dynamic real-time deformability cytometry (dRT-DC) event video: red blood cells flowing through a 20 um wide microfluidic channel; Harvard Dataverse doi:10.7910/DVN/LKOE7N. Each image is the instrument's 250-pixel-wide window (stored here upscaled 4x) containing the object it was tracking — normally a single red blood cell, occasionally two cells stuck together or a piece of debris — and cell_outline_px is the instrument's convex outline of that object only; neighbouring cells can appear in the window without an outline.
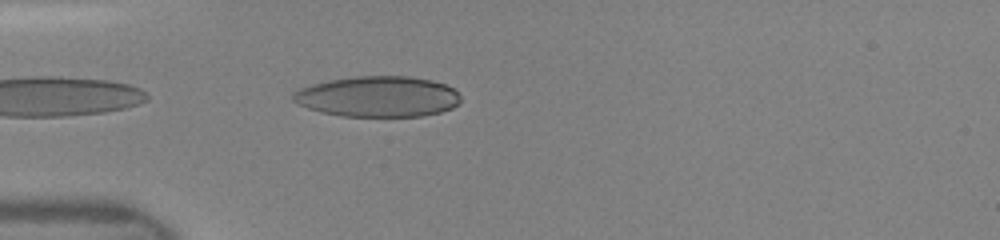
{"species": "human", "species_latin": "Homo sapiens", "temperature_condition": "room temperature", "stored_images_in_passage": 20, "camera_frame_rate_fps": 3000, "um_per_image_px": 0.085, "donor": {"sex": "female"}, "frame": {"image": 1, "passage_image": 8, "time_ms": 4.333, "image_size_px": [1000, 240], "cell_outline_px": [[460, 104], [452, 108], [440, 112], [420, 116], [340, 116], [320, 112], [296, 104], [292, 100], [292, 92], [300, 88], [312, 84], [332, 80], [356, 76], [408, 76], [432, 80], [444, 84], [452, 88], [460, 96]], "centroid_in_image_um": [32.1, 8.21], "position_along_channel_um": 52.9, "area_um2": 39.82}}
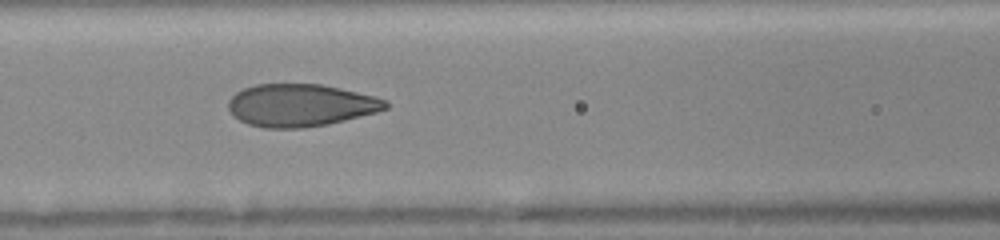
{"frame": {"image": 2, "passage_image": 12, "time_ms": 6.667, "image_size_px": [1000, 240], "cell_outline_px": [[388, 108], [376, 112], [328, 124], [304, 128], [264, 128], [248, 124], [240, 120], [228, 108], [228, 100], [236, 92], [244, 88], [256, 84], [320, 84], [340, 88], [376, 96], [388, 100]], "centroid_in_image_um": [25.56, 8.94], "position_along_channel_um": 141.0, "area_um2": 38.9}}
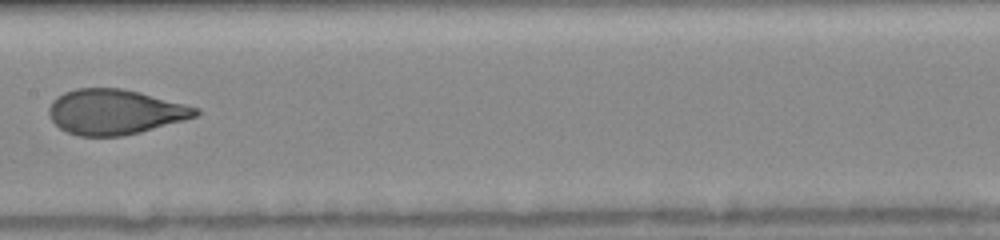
{"frame": {"image": 3, "passage_image": 14, "time_ms": 8.0, "image_size_px": [1000, 240], "cell_outline_px": [[200, 112], [196, 116], [184, 120], [140, 132], [120, 136], [80, 136], [68, 132], [60, 128], [52, 120], [48, 112], [48, 108], [52, 100], [64, 92], [76, 88], [120, 88], [140, 92], [200, 108]], "centroid_in_image_um": [9.76, 9.5], "position_along_channel_um": 197.6, "area_um2": 38.44}}